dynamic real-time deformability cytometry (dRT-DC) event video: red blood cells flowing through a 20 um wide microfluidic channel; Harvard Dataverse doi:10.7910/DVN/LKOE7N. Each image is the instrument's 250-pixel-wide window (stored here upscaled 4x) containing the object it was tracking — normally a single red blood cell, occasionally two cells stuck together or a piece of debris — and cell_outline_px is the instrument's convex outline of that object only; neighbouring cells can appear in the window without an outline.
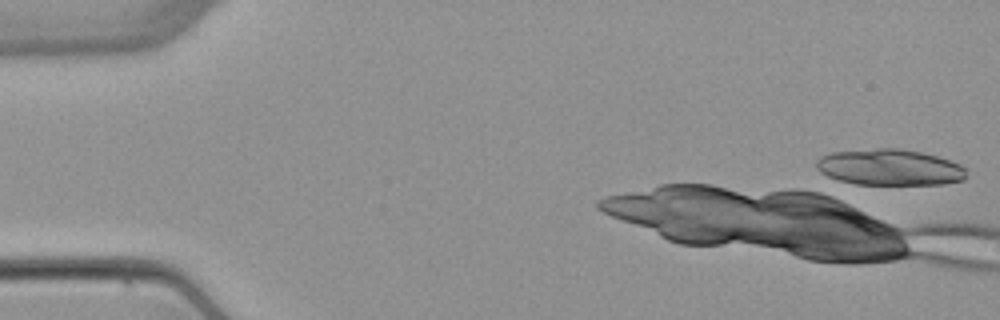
{"species": "common noctule bat (a hibernating species)", "species_latin": "Nyctalus noctula", "temperature_condition": "warm", "stored_images_in_passage": 1, "camera_frame_rate_fps": 3000, "um_per_image_px": 0.085, "animal": {"sex": "female", "body_mass_g": 22.7, "forearm_length_mm": 54.2}, "frame": {"image": 1, "passage_image": 1, "time_ms": 0.0, "image_size_px": [1000, 320], "cell_outline_px": [[968, 168], [964, 180], [944, 184], [856, 184], [840, 180], [828, 176], [820, 172], [816, 168], [816, 160], [820, 156], [832, 152], [876, 148], [900, 148], [920, 152], [936, 156], [960, 164]], "centroid_in_image_um": [75.63, 14.22], "position_along_channel_um": 9.4, "area_um2": 31.67}}